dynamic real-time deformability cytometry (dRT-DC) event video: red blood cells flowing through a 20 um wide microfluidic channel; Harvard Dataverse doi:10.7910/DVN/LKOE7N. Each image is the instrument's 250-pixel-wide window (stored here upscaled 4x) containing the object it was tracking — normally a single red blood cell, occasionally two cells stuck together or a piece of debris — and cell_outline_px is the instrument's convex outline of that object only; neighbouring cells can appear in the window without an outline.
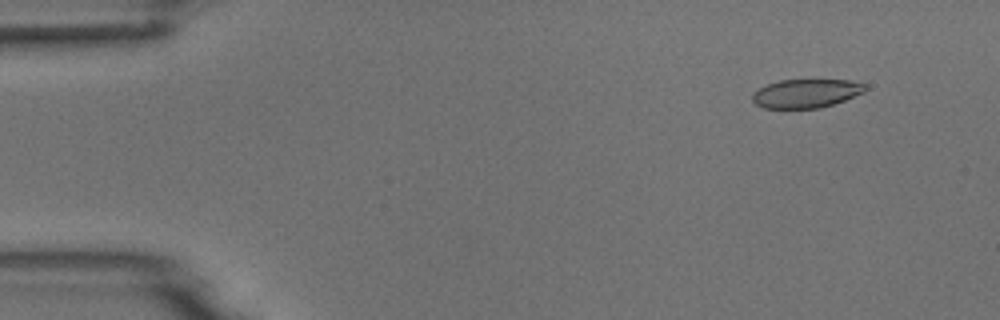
{"species": "common noctule bat (a hibernating species)", "species_latin": "Nyctalus noctula", "temperature_condition": "room temperature", "stored_images_in_passage": 4, "camera_frame_rate_fps": 3000, "um_per_image_px": 0.085, "animal": {"sex": "male", "body_mass_g": 18.8}, "frame": {"image": 1, "passage_image": 2, "time_ms": 1.0, "image_size_px": [1000, 320], "cell_outline_px": [[868, 88], [864, 92], [844, 100], [820, 108], [764, 108], [756, 104], [752, 100], [752, 92], [768, 84], [780, 80], [848, 80], [868, 84]], "centroid_in_image_um": [68.53, 7.93], "position_along_channel_um": 16.5, "area_um2": 18.84}}
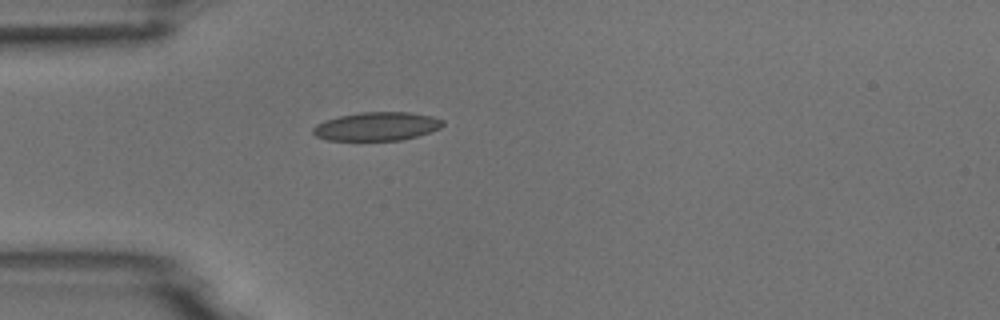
{"frame": {"image": 2, "passage_image": 4, "time_ms": 4.333, "image_size_px": [1000, 320], "cell_outline_px": [[444, 124], [440, 128], [416, 136], [400, 140], [328, 140], [316, 136], [312, 132], [312, 128], [316, 124], [324, 120], [340, 116], [360, 112], [408, 112], [432, 116], [444, 120]], "centroid_in_image_um": [32.01, 10.73], "position_along_channel_um": 53.0, "area_um2": 21.5}}